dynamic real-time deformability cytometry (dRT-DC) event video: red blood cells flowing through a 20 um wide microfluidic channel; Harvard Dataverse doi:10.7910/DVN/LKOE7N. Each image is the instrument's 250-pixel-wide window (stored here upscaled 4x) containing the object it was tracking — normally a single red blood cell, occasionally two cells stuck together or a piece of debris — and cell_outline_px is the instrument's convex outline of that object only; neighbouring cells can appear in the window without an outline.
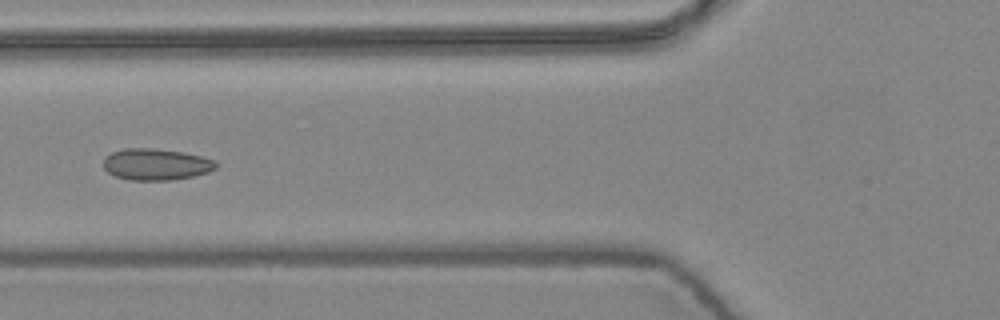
{"species": "common noctule bat (a hibernating species)", "species_latin": "Nyctalus noctula", "temperature_condition": "warm", "stored_images_in_passage": 6, "camera_frame_rate_fps": 3000, "um_per_image_px": 0.085, "animal": {"sex": "female", "body_mass_g": 24.6, "forearm_length_mm": 56.2}, "frame": {"image": 1, "passage_image": 6, "time_ms": 1.667, "image_size_px": [1000, 320], "cell_outline_px": [[216, 168], [208, 172], [192, 176], [172, 180], [128, 180], [116, 176], [108, 172], [104, 168], [104, 156], [112, 152], [124, 148], [152, 148], [184, 152], [204, 156], [216, 160]], "centroid_in_image_um": [13.27, 13.96], "position_along_channel_um": 112.5, "area_um2": 20.81}}